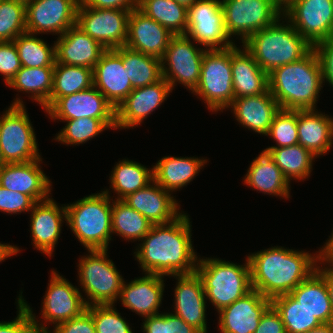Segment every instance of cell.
Returning a JSON list of instances; mask_svg holds the SVG:
<instances>
[{
	"label": "cell",
	"mask_w": 333,
	"mask_h": 333,
	"mask_svg": "<svg viewBox=\"0 0 333 333\" xmlns=\"http://www.w3.org/2000/svg\"><path fill=\"white\" fill-rule=\"evenodd\" d=\"M187 214L174 221L153 224L134 252L145 273L161 276L191 274L198 263L191 239V224Z\"/></svg>",
	"instance_id": "1"
},
{
	"label": "cell",
	"mask_w": 333,
	"mask_h": 333,
	"mask_svg": "<svg viewBox=\"0 0 333 333\" xmlns=\"http://www.w3.org/2000/svg\"><path fill=\"white\" fill-rule=\"evenodd\" d=\"M317 253L275 246L248 255L252 289L271 300L289 294L317 269Z\"/></svg>",
	"instance_id": "2"
},
{
	"label": "cell",
	"mask_w": 333,
	"mask_h": 333,
	"mask_svg": "<svg viewBox=\"0 0 333 333\" xmlns=\"http://www.w3.org/2000/svg\"><path fill=\"white\" fill-rule=\"evenodd\" d=\"M269 91L283 110L315 109L323 85L321 63L312 49L299 61L268 74Z\"/></svg>",
	"instance_id": "3"
},
{
	"label": "cell",
	"mask_w": 333,
	"mask_h": 333,
	"mask_svg": "<svg viewBox=\"0 0 333 333\" xmlns=\"http://www.w3.org/2000/svg\"><path fill=\"white\" fill-rule=\"evenodd\" d=\"M280 18L252 34L242 45L267 74L282 65L299 61L313 49L289 21L284 24Z\"/></svg>",
	"instance_id": "4"
},
{
	"label": "cell",
	"mask_w": 333,
	"mask_h": 333,
	"mask_svg": "<svg viewBox=\"0 0 333 333\" xmlns=\"http://www.w3.org/2000/svg\"><path fill=\"white\" fill-rule=\"evenodd\" d=\"M109 190L66 204V224L87 250H108L112 235Z\"/></svg>",
	"instance_id": "5"
},
{
	"label": "cell",
	"mask_w": 333,
	"mask_h": 333,
	"mask_svg": "<svg viewBox=\"0 0 333 333\" xmlns=\"http://www.w3.org/2000/svg\"><path fill=\"white\" fill-rule=\"evenodd\" d=\"M244 265L219 258L198 259L196 272L201 277L206 299L216 311L231 305L252 290L248 257Z\"/></svg>",
	"instance_id": "6"
},
{
	"label": "cell",
	"mask_w": 333,
	"mask_h": 333,
	"mask_svg": "<svg viewBox=\"0 0 333 333\" xmlns=\"http://www.w3.org/2000/svg\"><path fill=\"white\" fill-rule=\"evenodd\" d=\"M107 251L88 250L89 255L79 260V282L87 295V306L115 304L120 296L124 278L108 259Z\"/></svg>",
	"instance_id": "7"
},
{
	"label": "cell",
	"mask_w": 333,
	"mask_h": 333,
	"mask_svg": "<svg viewBox=\"0 0 333 333\" xmlns=\"http://www.w3.org/2000/svg\"><path fill=\"white\" fill-rule=\"evenodd\" d=\"M20 98L0 117V146L5 163H25L40 157L36 136Z\"/></svg>",
	"instance_id": "8"
},
{
	"label": "cell",
	"mask_w": 333,
	"mask_h": 333,
	"mask_svg": "<svg viewBox=\"0 0 333 333\" xmlns=\"http://www.w3.org/2000/svg\"><path fill=\"white\" fill-rule=\"evenodd\" d=\"M200 96L212 112L229 108L234 100L231 47L206 50L202 59L199 83L191 92Z\"/></svg>",
	"instance_id": "9"
},
{
	"label": "cell",
	"mask_w": 333,
	"mask_h": 333,
	"mask_svg": "<svg viewBox=\"0 0 333 333\" xmlns=\"http://www.w3.org/2000/svg\"><path fill=\"white\" fill-rule=\"evenodd\" d=\"M206 50L194 46L186 34H177L170 38L161 58V71L162 78L168 82L172 90L175 84L177 85L176 82L192 92L197 88Z\"/></svg>",
	"instance_id": "10"
},
{
	"label": "cell",
	"mask_w": 333,
	"mask_h": 333,
	"mask_svg": "<svg viewBox=\"0 0 333 333\" xmlns=\"http://www.w3.org/2000/svg\"><path fill=\"white\" fill-rule=\"evenodd\" d=\"M221 7L228 36L238 35L242 43L283 15L272 0H222Z\"/></svg>",
	"instance_id": "11"
},
{
	"label": "cell",
	"mask_w": 333,
	"mask_h": 333,
	"mask_svg": "<svg viewBox=\"0 0 333 333\" xmlns=\"http://www.w3.org/2000/svg\"><path fill=\"white\" fill-rule=\"evenodd\" d=\"M186 35L207 50H222L235 45L225 28L221 0H196L188 8Z\"/></svg>",
	"instance_id": "12"
},
{
	"label": "cell",
	"mask_w": 333,
	"mask_h": 333,
	"mask_svg": "<svg viewBox=\"0 0 333 333\" xmlns=\"http://www.w3.org/2000/svg\"><path fill=\"white\" fill-rule=\"evenodd\" d=\"M284 18L312 47L333 37V0H297Z\"/></svg>",
	"instance_id": "13"
},
{
	"label": "cell",
	"mask_w": 333,
	"mask_h": 333,
	"mask_svg": "<svg viewBox=\"0 0 333 333\" xmlns=\"http://www.w3.org/2000/svg\"><path fill=\"white\" fill-rule=\"evenodd\" d=\"M131 11L97 9L79 5L77 25L105 49L125 46Z\"/></svg>",
	"instance_id": "14"
},
{
	"label": "cell",
	"mask_w": 333,
	"mask_h": 333,
	"mask_svg": "<svg viewBox=\"0 0 333 333\" xmlns=\"http://www.w3.org/2000/svg\"><path fill=\"white\" fill-rule=\"evenodd\" d=\"M80 0H31L25 3L26 32L61 36L77 23Z\"/></svg>",
	"instance_id": "15"
},
{
	"label": "cell",
	"mask_w": 333,
	"mask_h": 333,
	"mask_svg": "<svg viewBox=\"0 0 333 333\" xmlns=\"http://www.w3.org/2000/svg\"><path fill=\"white\" fill-rule=\"evenodd\" d=\"M45 112L55 120L94 118L116 120V110L93 85L89 89L57 98Z\"/></svg>",
	"instance_id": "16"
},
{
	"label": "cell",
	"mask_w": 333,
	"mask_h": 333,
	"mask_svg": "<svg viewBox=\"0 0 333 333\" xmlns=\"http://www.w3.org/2000/svg\"><path fill=\"white\" fill-rule=\"evenodd\" d=\"M42 303V317L45 322L57 325L72 318L80 316L86 309V298H83L80 290L68 280L56 273L51 272Z\"/></svg>",
	"instance_id": "17"
},
{
	"label": "cell",
	"mask_w": 333,
	"mask_h": 333,
	"mask_svg": "<svg viewBox=\"0 0 333 333\" xmlns=\"http://www.w3.org/2000/svg\"><path fill=\"white\" fill-rule=\"evenodd\" d=\"M171 92V86L164 78L155 84L133 89L116 109V129H129L141 124Z\"/></svg>",
	"instance_id": "18"
},
{
	"label": "cell",
	"mask_w": 333,
	"mask_h": 333,
	"mask_svg": "<svg viewBox=\"0 0 333 333\" xmlns=\"http://www.w3.org/2000/svg\"><path fill=\"white\" fill-rule=\"evenodd\" d=\"M177 278L174 290V313L201 333H207L206 296L197 272L173 275Z\"/></svg>",
	"instance_id": "19"
},
{
	"label": "cell",
	"mask_w": 333,
	"mask_h": 333,
	"mask_svg": "<svg viewBox=\"0 0 333 333\" xmlns=\"http://www.w3.org/2000/svg\"><path fill=\"white\" fill-rule=\"evenodd\" d=\"M270 306L271 299L252 289L218 311L220 333H254L261 316Z\"/></svg>",
	"instance_id": "20"
},
{
	"label": "cell",
	"mask_w": 333,
	"mask_h": 333,
	"mask_svg": "<svg viewBox=\"0 0 333 333\" xmlns=\"http://www.w3.org/2000/svg\"><path fill=\"white\" fill-rule=\"evenodd\" d=\"M93 85L115 110L133 91L122 57L114 49H106L94 66Z\"/></svg>",
	"instance_id": "21"
},
{
	"label": "cell",
	"mask_w": 333,
	"mask_h": 333,
	"mask_svg": "<svg viewBox=\"0 0 333 333\" xmlns=\"http://www.w3.org/2000/svg\"><path fill=\"white\" fill-rule=\"evenodd\" d=\"M41 158L25 163H6L0 169V185L9 191L21 192L35 202L48 199L51 181L41 170Z\"/></svg>",
	"instance_id": "22"
},
{
	"label": "cell",
	"mask_w": 333,
	"mask_h": 333,
	"mask_svg": "<svg viewBox=\"0 0 333 333\" xmlns=\"http://www.w3.org/2000/svg\"><path fill=\"white\" fill-rule=\"evenodd\" d=\"M174 34L138 8L131 11L125 46L161 59Z\"/></svg>",
	"instance_id": "23"
},
{
	"label": "cell",
	"mask_w": 333,
	"mask_h": 333,
	"mask_svg": "<svg viewBox=\"0 0 333 333\" xmlns=\"http://www.w3.org/2000/svg\"><path fill=\"white\" fill-rule=\"evenodd\" d=\"M66 205L60 207L54 199L36 202L30 217V230L35 249L52 256L61 234V226L66 221Z\"/></svg>",
	"instance_id": "24"
},
{
	"label": "cell",
	"mask_w": 333,
	"mask_h": 333,
	"mask_svg": "<svg viewBox=\"0 0 333 333\" xmlns=\"http://www.w3.org/2000/svg\"><path fill=\"white\" fill-rule=\"evenodd\" d=\"M154 180L145 188L129 194L123 201L138 211L153 224H165L174 221L180 213V205Z\"/></svg>",
	"instance_id": "25"
},
{
	"label": "cell",
	"mask_w": 333,
	"mask_h": 333,
	"mask_svg": "<svg viewBox=\"0 0 333 333\" xmlns=\"http://www.w3.org/2000/svg\"><path fill=\"white\" fill-rule=\"evenodd\" d=\"M164 276L145 273L128 284L123 281L119 300L125 308L135 311L141 317L160 314L164 292Z\"/></svg>",
	"instance_id": "26"
},
{
	"label": "cell",
	"mask_w": 333,
	"mask_h": 333,
	"mask_svg": "<svg viewBox=\"0 0 333 333\" xmlns=\"http://www.w3.org/2000/svg\"><path fill=\"white\" fill-rule=\"evenodd\" d=\"M105 50L98 41L75 24L55 41V63L93 69Z\"/></svg>",
	"instance_id": "27"
},
{
	"label": "cell",
	"mask_w": 333,
	"mask_h": 333,
	"mask_svg": "<svg viewBox=\"0 0 333 333\" xmlns=\"http://www.w3.org/2000/svg\"><path fill=\"white\" fill-rule=\"evenodd\" d=\"M229 108L243 127L261 135H267L281 109L269 89L262 94L234 98Z\"/></svg>",
	"instance_id": "28"
},
{
	"label": "cell",
	"mask_w": 333,
	"mask_h": 333,
	"mask_svg": "<svg viewBox=\"0 0 333 333\" xmlns=\"http://www.w3.org/2000/svg\"><path fill=\"white\" fill-rule=\"evenodd\" d=\"M231 69L234 98L262 94L269 89L268 74L244 47H231Z\"/></svg>",
	"instance_id": "29"
},
{
	"label": "cell",
	"mask_w": 333,
	"mask_h": 333,
	"mask_svg": "<svg viewBox=\"0 0 333 333\" xmlns=\"http://www.w3.org/2000/svg\"><path fill=\"white\" fill-rule=\"evenodd\" d=\"M317 109L298 110V144L314 156L326 154L333 144V118Z\"/></svg>",
	"instance_id": "30"
},
{
	"label": "cell",
	"mask_w": 333,
	"mask_h": 333,
	"mask_svg": "<svg viewBox=\"0 0 333 333\" xmlns=\"http://www.w3.org/2000/svg\"><path fill=\"white\" fill-rule=\"evenodd\" d=\"M205 163L204 158L165 156L153 166V180L172 193L190 183Z\"/></svg>",
	"instance_id": "31"
},
{
	"label": "cell",
	"mask_w": 333,
	"mask_h": 333,
	"mask_svg": "<svg viewBox=\"0 0 333 333\" xmlns=\"http://www.w3.org/2000/svg\"><path fill=\"white\" fill-rule=\"evenodd\" d=\"M244 184L264 194L280 196L282 199L290 198V182L265 151H262L249 166Z\"/></svg>",
	"instance_id": "32"
},
{
	"label": "cell",
	"mask_w": 333,
	"mask_h": 333,
	"mask_svg": "<svg viewBox=\"0 0 333 333\" xmlns=\"http://www.w3.org/2000/svg\"><path fill=\"white\" fill-rule=\"evenodd\" d=\"M289 294L322 324L333 323V309L326 280L317 270Z\"/></svg>",
	"instance_id": "33"
},
{
	"label": "cell",
	"mask_w": 333,
	"mask_h": 333,
	"mask_svg": "<svg viewBox=\"0 0 333 333\" xmlns=\"http://www.w3.org/2000/svg\"><path fill=\"white\" fill-rule=\"evenodd\" d=\"M114 50L122 57L133 89L155 84L162 79L161 59L126 46Z\"/></svg>",
	"instance_id": "34"
},
{
	"label": "cell",
	"mask_w": 333,
	"mask_h": 333,
	"mask_svg": "<svg viewBox=\"0 0 333 333\" xmlns=\"http://www.w3.org/2000/svg\"><path fill=\"white\" fill-rule=\"evenodd\" d=\"M55 67H21L7 84L14 90L31 93L30 97L46 110L53 87Z\"/></svg>",
	"instance_id": "35"
},
{
	"label": "cell",
	"mask_w": 333,
	"mask_h": 333,
	"mask_svg": "<svg viewBox=\"0 0 333 333\" xmlns=\"http://www.w3.org/2000/svg\"><path fill=\"white\" fill-rule=\"evenodd\" d=\"M263 151L270 155L289 182L292 178L294 180L308 178L312 171L314 158H317L299 144L279 148L267 147Z\"/></svg>",
	"instance_id": "36"
},
{
	"label": "cell",
	"mask_w": 333,
	"mask_h": 333,
	"mask_svg": "<svg viewBox=\"0 0 333 333\" xmlns=\"http://www.w3.org/2000/svg\"><path fill=\"white\" fill-rule=\"evenodd\" d=\"M137 8L174 35L186 34L188 8L174 0H137Z\"/></svg>",
	"instance_id": "37"
},
{
	"label": "cell",
	"mask_w": 333,
	"mask_h": 333,
	"mask_svg": "<svg viewBox=\"0 0 333 333\" xmlns=\"http://www.w3.org/2000/svg\"><path fill=\"white\" fill-rule=\"evenodd\" d=\"M109 180L110 188L118 194L115 199L123 200L153 181V169H148L136 161L123 159L114 166Z\"/></svg>",
	"instance_id": "38"
},
{
	"label": "cell",
	"mask_w": 333,
	"mask_h": 333,
	"mask_svg": "<svg viewBox=\"0 0 333 333\" xmlns=\"http://www.w3.org/2000/svg\"><path fill=\"white\" fill-rule=\"evenodd\" d=\"M92 86V68L55 63L53 87L48 100V107L57 98L89 89Z\"/></svg>",
	"instance_id": "39"
},
{
	"label": "cell",
	"mask_w": 333,
	"mask_h": 333,
	"mask_svg": "<svg viewBox=\"0 0 333 333\" xmlns=\"http://www.w3.org/2000/svg\"><path fill=\"white\" fill-rule=\"evenodd\" d=\"M151 226L146 217L123 200H112V234L115 233L129 241H141Z\"/></svg>",
	"instance_id": "40"
},
{
	"label": "cell",
	"mask_w": 333,
	"mask_h": 333,
	"mask_svg": "<svg viewBox=\"0 0 333 333\" xmlns=\"http://www.w3.org/2000/svg\"><path fill=\"white\" fill-rule=\"evenodd\" d=\"M271 305L280 314L286 333H306L322 324L290 294L273 298Z\"/></svg>",
	"instance_id": "41"
},
{
	"label": "cell",
	"mask_w": 333,
	"mask_h": 333,
	"mask_svg": "<svg viewBox=\"0 0 333 333\" xmlns=\"http://www.w3.org/2000/svg\"><path fill=\"white\" fill-rule=\"evenodd\" d=\"M36 35L24 32L13 40L23 67H55V42L53 46L44 42Z\"/></svg>",
	"instance_id": "42"
},
{
	"label": "cell",
	"mask_w": 333,
	"mask_h": 333,
	"mask_svg": "<svg viewBox=\"0 0 333 333\" xmlns=\"http://www.w3.org/2000/svg\"><path fill=\"white\" fill-rule=\"evenodd\" d=\"M61 121H66L67 124L57 134L55 140L66 145L83 144L106 129L116 128V120H99L84 117Z\"/></svg>",
	"instance_id": "43"
},
{
	"label": "cell",
	"mask_w": 333,
	"mask_h": 333,
	"mask_svg": "<svg viewBox=\"0 0 333 333\" xmlns=\"http://www.w3.org/2000/svg\"><path fill=\"white\" fill-rule=\"evenodd\" d=\"M26 32L25 3L18 0L0 1V42L13 41Z\"/></svg>",
	"instance_id": "44"
},
{
	"label": "cell",
	"mask_w": 333,
	"mask_h": 333,
	"mask_svg": "<svg viewBox=\"0 0 333 333\" xmlns=\"http://www.w3.org/2000/svg\"><path fill=\"white\" fill-rule=\"evenodd\" d=\"M298 110H283L274 116L267 136H271L276 141L277 146L269 148H279L298 144Z\"/></svg>",
	"instance_id": "45"
},
{
	"label": "cell",
	"mask_w": 333,
	"mask_h": 333,
	"mask_svg": "<svg viewBox=\"0 0 333 333\" xmlns=\"http://www.w3.org/2000/svg\"><path fill=\"white\" fill-rule=\"evenodd\" d=\"M86 310L93 317L96 333H133L113 304L90 305Z\"/></svg>",
	"instance_id": "46"
},
{
	"label": "cell",
	"mask_w": 333,
	"mask_h": 333,
	"mask_svg": "<svg viewBox=\"0 0 333 333\" xmlns=\"http://www.w3.org/2000/svg\"><path fill=\"white\" fill-rule=\"evenodd\" d=\"M22 293L17 298V317L10 322L0 321V333H49L45 323H38L35 313L24 300Z\"/></svg>",
	"instance_id": "47"
},
{
	"label": "cell",
	"mask_w": 333,
	"mask_h": 333,
	"mask_svg": "<svg viewBox=\"0 0 333 333\" xmlns=\"http://www.w3.org/2000/svg\"><path fill=\"white\" fill-rule=\"evenodd\" d=\"M142 327L144 333H201L182 318L168 312L145 317Z\"/></svg>",
	"instance_id": "48"
},
{
	"label": "cell",
	"mask_w": 333,
	"mask_h": 333,
	"mask_svg": "<svg viewBox=\"0 0 333 333\" xmlns=\"http://www.w3.org/2000/svg\"><path fill=\"white\" fill-rule=\"evenodd\" d=\"M36 202L28 195L13 192L0 185V211L9 214H19L31 211Z\"/></svg>",
	"instance_id": "49"
},
{
	"label": "cell",
	"mask_w": 333,
	"mask_h": 333,
	"mask_svg": "<svg viewBox=\"0 0 333 333\" xmlns=\"http://www.w3.org/2000/svg\"><path fill=\"white\" fill-rule=\"evenodd\" d=\"M22 67L17 48L13 41L0 42V73L6 85Z\"/></svg>",
	"instance_id": "50"
},
{
	"label": "cell",
	"mask_w": 333,
	"mask_h": 333,
	"mask_svg": "<svg viewBox=\"0 0 333 333\" xmlns=\"http://www.w3.org/2000/svg\"><path fill=\"white\" fill-rule=\"evenodd\" d=\"M52 333H96V331L92 315L85 310L80 316L54 327Z\"/></svg>",
	"instance_id": "51"
},
{
	"label": "cell",
	"mask_w": 333,
	"mask_h": 333,
	"mask_svg": "<svg viewBox=\"0 0 333 333\" xmlns=\"http://www.w3.org/2000/svg\"><path fill=\"white\" fill-rule=\"evenodd\" d=\"M313 49L321 63L323 82L326 80L333 87V37L316 44Z\"/></svg>",
	"instance_id": "52"
},
{
	"label": "cell",
	"mask_w": 333,
	"mask_h": 333,
	"mask_svg": "<svg viewBox=\"0 0 333 333\" xmlns=\"http://www.w3.org/2000/svg\"><path fill=\"white\" fill-rule=\"evenodd\" d=\"M254 333H286L281 316L272 305L261 316Z\"/></svg>",
	"instance_id": "53"
},
{
	"label": "cell",
	"mask_w": 333,
	"mask_h": 333,
	"mask_svg": "<svg viewBox=\"0 0 333 333\" xmlns=\"http://www.w3.org/2000/svg\"><path fill=\"white\" fill-rule=\"evenodd\" d=\"M79 5L97 9L132 11L137 8V0H80Z\"/></svg>",
	"instance_id": "54"
},
{
	"label": "cell",
	"mask_w": 333,
	"mask_h": 333,
	"mask_svg": "<svg viewBox=\"0 0 333 333\" xmlns=\"http://www.w3.org/2000/svg\"><path fill=\"white\" fill-rule=\"evenodd\" d=\"M321 267V268H320ZM318 266L317 271L325 278L327 290L329 294V299L331 301V306L333 309V266L328 265V267Z\"/></svg>",
	"instance_id": "55"
},
{
	"label": "cell",
	"mask_w": 333,
	"mask_h": 333,
	"mask_svg": "<svg viewBox=\"0 0 333 333\" xmlns=\"http://www.w3.org/2000/svg\"><path fill=\"white\" fill-rule=\"evenodd\" d=\"M333 232V231H332ZM325 261V262H324ZM333 266V233L321 249V262L318 264Z\"/></svg>",
	"instance_id": "56"
},
{
	"label": "cell",
	"mask_w": 333,
	"mask_h": 333,
	"mask_svg": "<svg viewBox=\"0 0 333 333\" xmlns=\"http://www.w3.org/2000/svg\"><path fill=\"white\" fill-rule=\"evenodd\" d=\"M20 249L17 246L10 245V244H2L0 243V262L4 261L8 257L12 255H16Z\"/></svg>",
	"instance_id": "57"
},
{
	"label": "cell",
	"mask_w": 333,
	"mask_h": 333,
	"mask_svg": "<svg viewBox=\"0 0 333 333\" xmlns=\"http://www.w3.org/2000/svg\"><path fill=\"white\" fill-rule=\"evenodd\" d=\"M306 333H333V323L321 324L320 326L313 328Z\"/></svg>",
	"instance_id": "58"
},
{
	"label": "cell",
	"mask_w": 333,
	"mask_h": 333,
	"mask_svg": "<svg viewBox=\"0 0 333 333\" xmlns=\"http://www.w3.org/2000/svg\"><path fill=\"white\" fill-rule=\"evenodd\" d=\"M297 0H272L274 5L283 13Z\"/></svg>",
	"instance_id": "59"
},
{
	"label": "cell",
	"mask_w": 333,
	"mask_h": 333,
	"mask_svg": "<svg viewBox=\"0 0 333 333\" xmlns=\"http://www.w3.org/2000/svg\"><path fill=\"white\" fill-rule=\"evenodd\" d=\"M174 1L189 8L195 3L196 0H174Z\"/></svg>",
	"instance_id": "60"
},
{
	"label": "cell",
	"mask_w": 333,
	"mask_h": 333,
	"mask_svg": "<svg viewBox=\"0 0 333 333\" xmlns=\"http://www.w3.org/2000/svg\"><path fill=\"white\" fill-rule=\"evenodd\" d=\"M5 161L2 155V151H1V146H0V168H2L5 165Z\"/></svg>",
	"instance_id": "61"
},
{
	"label": "cell",
	"mask_w": 333,
	"mask_h": 333,
	"mask_svg": "<svg viewBox=\"0 0 333 333\" xmlns=\"http://www.w3.org/2000/svg\"><path fill=\"white\" fill-rule=\"evenodd\" d=\"M18 1H22V2H24V3H27V2H29V1H31V0H18Z\"/></svg>",
	"instance_id": "62"
}]
</instances>
